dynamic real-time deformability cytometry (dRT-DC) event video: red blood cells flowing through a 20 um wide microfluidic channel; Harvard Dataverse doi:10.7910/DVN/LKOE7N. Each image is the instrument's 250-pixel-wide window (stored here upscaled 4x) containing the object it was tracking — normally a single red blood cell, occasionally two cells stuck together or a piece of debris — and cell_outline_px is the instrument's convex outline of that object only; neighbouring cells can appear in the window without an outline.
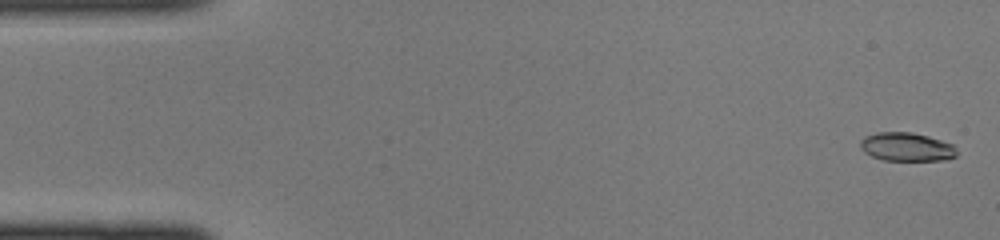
{"species": "common noctule bat (a hibernating species)", "species_latin": "Nyctalus noctula", "temperature_condition": "cold", "stored_images_in_passage": 45, "camera_frame_rate_fps": 3000, "um_per_image_px": 0.085, "animal": {"sex": "female", "body_mass_g": 22.0, "forearm_length_mm": 56.7}, "frame": {"image": 1, "passage_image": 2, "time_ms": 0.333, "image_size_px": [1000, 240], "cell_outline_px": [[956, 156], [940, 160], [884, 160], [872, 156], [864, 152], [860, 144], [860, 140], [868, 136], [880, 132], [908, 132], [928, 136], [952, 144], [956, 152]], "centroid_in_image_um": [77.04, 12.49], "position_along_channel_um": 8.0, "area_um2": 15.66}}
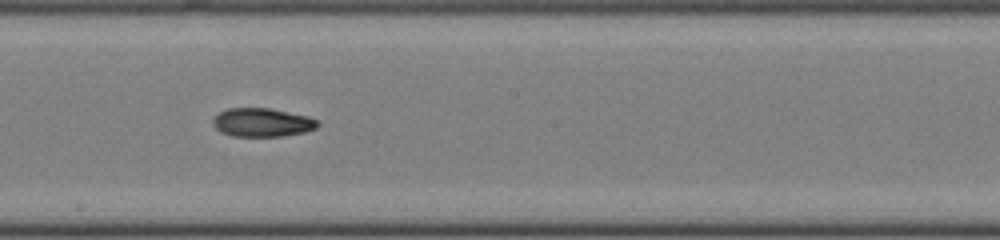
{"frame": {"image": 2, "passage_image": 25, "time_ms": 8.0, "image_size_px": [1000, 240], "cell_outline_px": [[320, 124], [316, 128], [304, 132], [280, 136], [232, 136], [220, 132], [212, 124], [212, 120], [220, 112], [228, 108], [268, 108], [308, 116], [316, 120]], "centroid_in_image_um": [22.26, 10.41], "position_along_channel_um": 225.9, "area_um2": 17.34}}
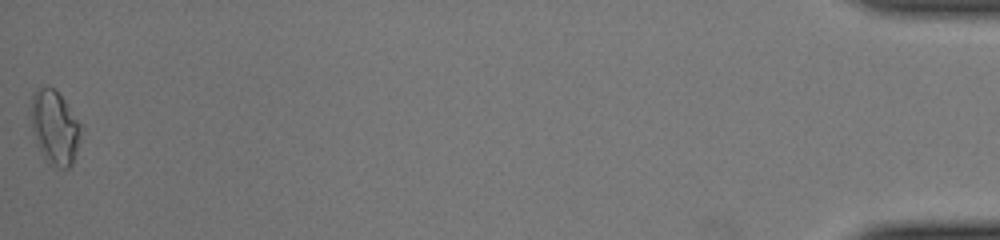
{"frame": {"image": 3, "passage_image": 45, "time_ms": 14.667, "image_size_px": [1000, 240], "cell_outline_px": [[84, 128], [72, 164], [68, 168], [60, 168], [48, 164], [36, 144], [32, 128], [32, 92], [48, 84], [56, 88]], "centroid_in_image_um": [4.68, 10.81], "position_along_channel_um": 430.5, "area_um2": 21.85}}